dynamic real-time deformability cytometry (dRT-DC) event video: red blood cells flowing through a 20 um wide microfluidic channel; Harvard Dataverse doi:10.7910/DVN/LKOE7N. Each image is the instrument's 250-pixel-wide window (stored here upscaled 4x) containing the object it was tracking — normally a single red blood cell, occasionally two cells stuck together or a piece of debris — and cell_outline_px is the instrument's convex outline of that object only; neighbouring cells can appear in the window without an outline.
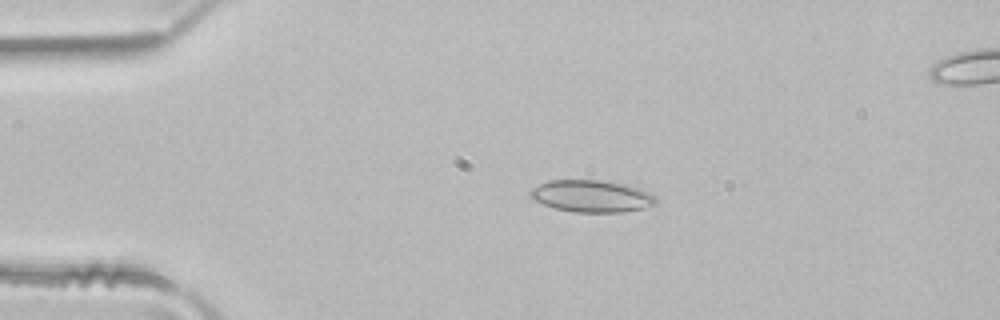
{"species": "common noctule bat (a hibernating species)", "species_latin": "Nyctalus noctula", "temperature_condition": "room temperature", "stored_images_in_passage": 5, "camera_frame_rate_fps": 3000, "um_per_image_px": 0.085, "animal": {"sex": "male", "body_mass_g": 21.5, "forearm_length_mm": 52.0}, "frame": {"image": 1, "passage_image": 3, "time_ms": 0.667, "image_size_px": [1000, 320], "cell_outline_px": [[656, 204], [640, 208], [620, 212], [572, 212], [552, 208], [528, 196], [528, 192], [532, 188], [548, 180], [600, 180], [624, 184], [648, 192], [656, 196]], "centroid_in_image_um": [50.23, 16.67], "position_along_channel_um": 34.8, "area_um2": 23.29}}